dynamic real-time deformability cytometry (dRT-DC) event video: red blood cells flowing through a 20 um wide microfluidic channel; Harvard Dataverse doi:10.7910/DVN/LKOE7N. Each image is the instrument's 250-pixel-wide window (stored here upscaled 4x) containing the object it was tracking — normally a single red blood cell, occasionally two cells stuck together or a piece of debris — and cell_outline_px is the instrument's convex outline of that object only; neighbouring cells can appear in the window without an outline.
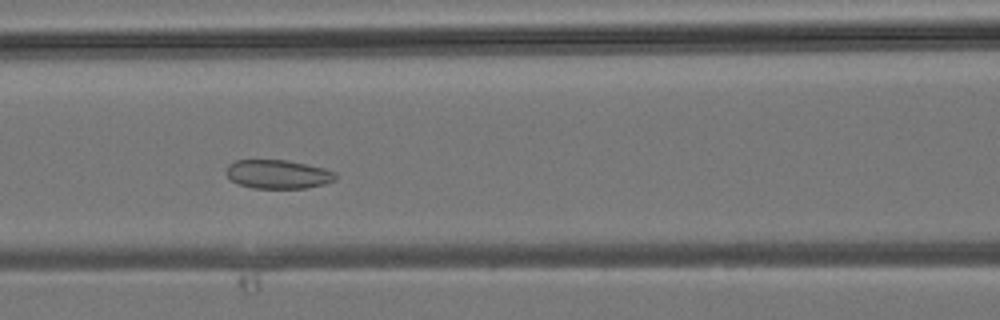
{"species": "common noctule bat (a hibernating species)", "species_latin": "Nyctalus noctula", "temperature_condition": "room temperature", "stored_images_in_passage": 29, "camera_frame_rate_fps": 3000, "um_per_image_px": 0.085, "animal": {"sex": "male", "body_mass_g": 19.2, "forearm_length_mm": 51.8}, "frame": {"image": 1, "passage_image": 15, "time_ms": 4.667, "image_size_px": [1000, 320], "cell_outline_px": [[336, 180], [324, 184], [308, 188], [252, 188], [240, 184], [232, 180], [224, 172], [228, 164], [236, 160], [288, 160], [324, 168], [336, 172]], "centroid_in_image_um": [23.63, 14.81], "position_along_channel_um": 143.0, "area_um2": 18.44}}
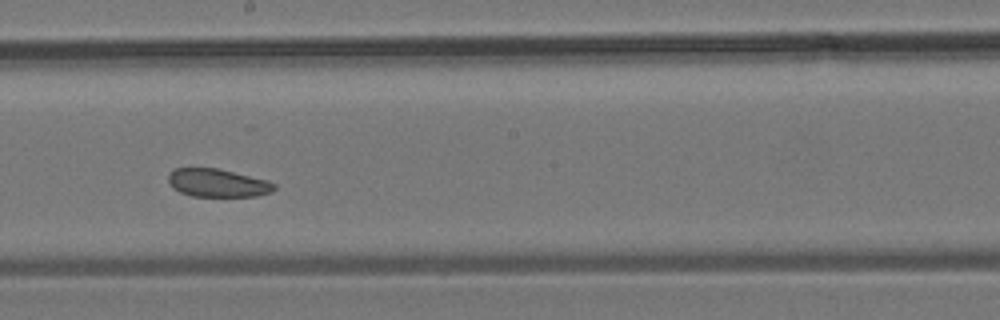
{"frame": {"image": 2, "passage_image": 20, "time_ms": 6.333, "image_size_px": [1000, 320], "cell_outline_px": [[276, 188], [272, 192], [256, 196], [192, 196], [180, 192], [172, 188], [168, 180], [168, 172], [172, 168], [216, 168], [264, 180], [276, 184]], "centroid_in_image_um": [18.43, 15.55], "position_along_channel_um": 229.8, "area_um2": 17.22}}
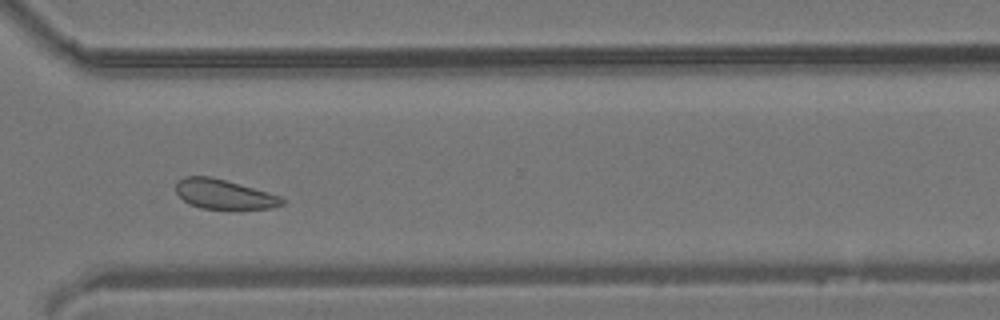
{"frame": {"image": 3, "passage_image": 27, "time_ms": 8.667, "image_size_px": [1000, 320], "cell_outline_px": [[284, 204], [272, 208], [200, 208], [188, 204], [176, 192], [176, 184], [184, 176], [212, 176], [268, 192], [280, 196], [284, 200]], "centroid_in_image_um": [19.02, 16.5], "position_along_channel_um": 351.6, "area_um2": 18.09}}